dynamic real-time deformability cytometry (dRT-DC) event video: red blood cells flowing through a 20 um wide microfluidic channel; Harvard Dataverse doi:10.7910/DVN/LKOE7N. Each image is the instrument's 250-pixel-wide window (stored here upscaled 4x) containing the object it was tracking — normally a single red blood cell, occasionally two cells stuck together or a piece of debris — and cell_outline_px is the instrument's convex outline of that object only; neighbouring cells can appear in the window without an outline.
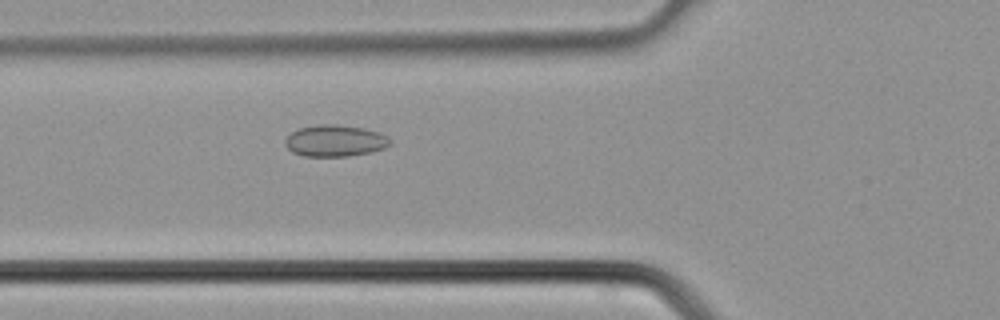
{"species": "common noctule bat (a hibernating species)", "species_latin": "Nyctalus noctula", "temperature_condition": "cold", "stored_images_in_passage": 28, "camera_frame_rate_fps": 3000, "um_per_image_px": 0.085, "animal": {"sex": "male", "body_mass_g": 21.5, "forearm_length_mm": 52.0}, "frame": {"image": 1, "passage_image": 3, "time_ms": 0.667, "image_size_px": [1000, 320], "cell_outline_px": [[392, 144], [384, 148], [368, 152], [348, 156], [304, 156], [292, 152], [284, 144], [284, 140], [292, 132], [300, 128], [320, 124], [336, 124], [364, 128], [380, 132], [388, 136], [392, 140]], "centroid_in_image_um": [28.5, 11.96], "position_along_channel_um": 97.3, "area_um2": 19.36}}
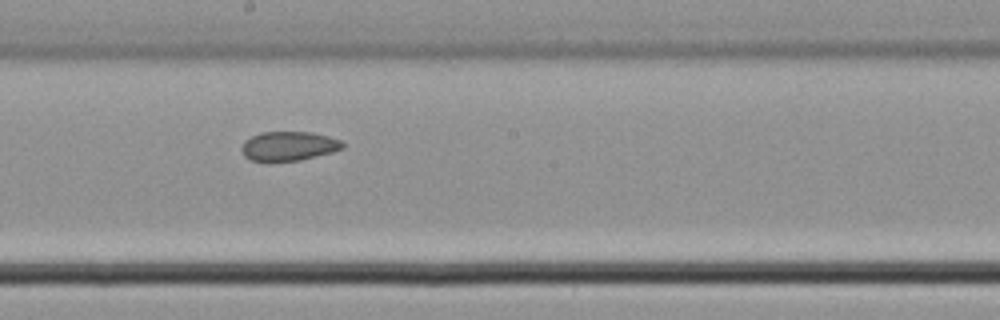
{"frame": {"image": 2, "passage_image": 10, "time_ms": 3.0, "image_size_px": [1000, 320], "cell_outline_px": [[344, 148], [332, 152], [300, 160], [268, 164], [264, 164], [252, 160], [244, 156], [240, 148], [244, 140], [260, 132], [312, 132], [328, 136], [340, 140], [344, 144]], "centroid_in_image_um": [24.48, 12.45], "position_along_channel_um": 223.7, "area_um2": 17.8}}
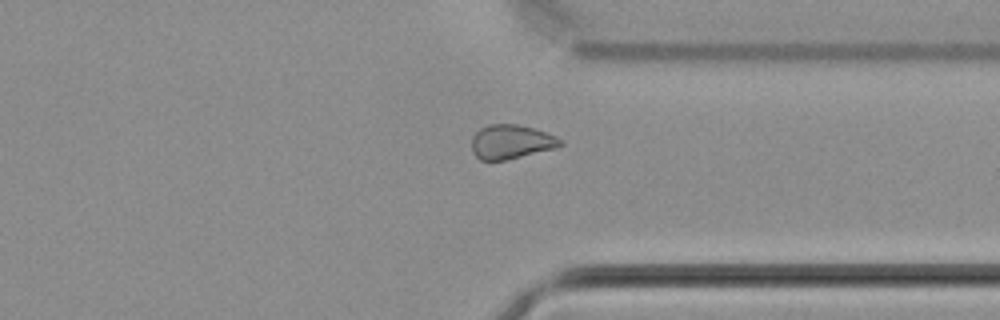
{"frame": {"image": 3, "passage_image": 18, "time_ms": 5.667, "image_size_px": [1000, 320], "cell_outline_px": [[564, 144], [556, 148], [508, 160], [480, 160], [472, 152], [472, 136], [480, 128], [488, 124], [520, 124], [556, 136]], "centroid_in_image_um": [43.43, 12.06], "position_along_channel_um": 368.0, "area_um2": 17.74}}